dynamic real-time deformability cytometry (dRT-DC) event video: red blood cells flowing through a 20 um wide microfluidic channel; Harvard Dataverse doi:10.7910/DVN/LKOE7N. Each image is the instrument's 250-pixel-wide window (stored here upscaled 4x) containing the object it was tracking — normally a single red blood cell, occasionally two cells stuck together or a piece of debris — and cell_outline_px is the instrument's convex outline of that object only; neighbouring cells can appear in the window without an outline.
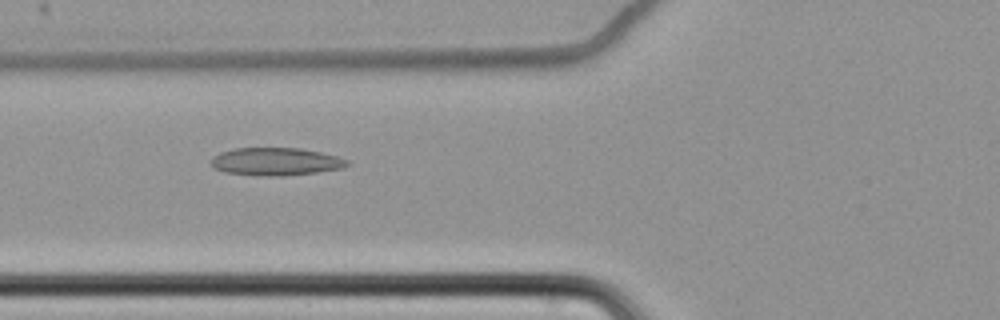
{"species": "common noctule bat (a hibernating species)", "species_latin": "Nyctalus noctula", "temperature_condition": "cold", "stored_images_in_passage": 40, "camera_frame_rate_fps": 3000, "um_per_image_px": 0.085, "animal": {"sex": "female", "body_mass_g": 22.7, "forearm_length_mm": 54.2}, "frame": {"image": 1, "passage_image": 4, "time_ms": 1.0, "image_size_px": [1000, 320], "cell_outline_px": [[352, 164], [344, 168], [316, 172], [284, 176], [260, 176], [224, 172], [212, 168], [208, 164], [212, 156], [220, 152], [232, 148], [300, 148], [320, 152], [336, 156], [348, 160]], "centroid_in_image_um": [23.39, 13.74], "position_along_channel_um": 102.4, "area_um2": 22.43}}
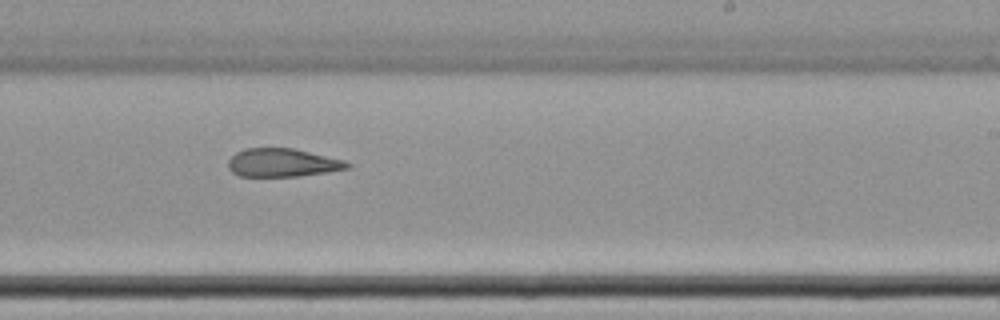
{"frame": {"image": 2, "passage_image": 18, "time_ms": 5.667, "image_size_px": [1000, 320], "cell_outline_px": [[352, 168], [328, 172], [300, 176], [240, 176], [232, 172], [228, 168], [228, 160], [236, 152], [244, 148], [292, 148], [344, 160], [352, 164]], "centroid_in_image_um": [24.03, 13.83], "position_along_channel_um": 265.0, "area_um2": 19.71}}
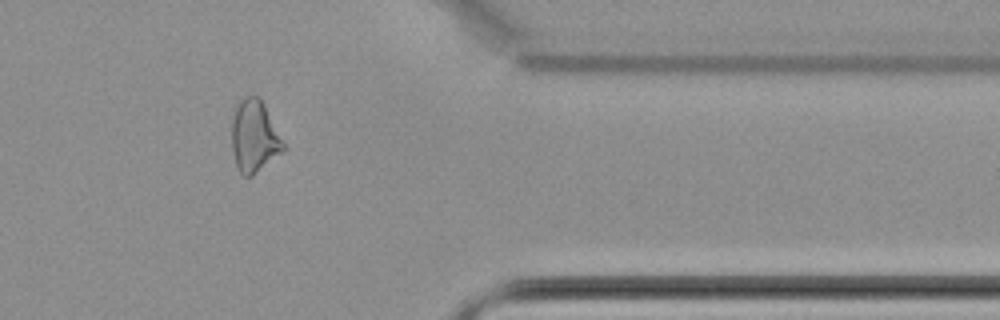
{"frame": {"image": 3, "passage_image": 30, "time_ms": 9.667, "image_size_px": [1000, 320], "cell_outline_px": [[288, 148], [284, 152], [252, 176], [244, 176], [240, 172], [236, 164], [232, 148], [232, 120], [236, 108], [240, 100], [244, 96], [260, 96]], "centroid_in_image_um": [21.66, 11.6], "position_along_channel_um": 389.7, "area_um2": 21.91}}